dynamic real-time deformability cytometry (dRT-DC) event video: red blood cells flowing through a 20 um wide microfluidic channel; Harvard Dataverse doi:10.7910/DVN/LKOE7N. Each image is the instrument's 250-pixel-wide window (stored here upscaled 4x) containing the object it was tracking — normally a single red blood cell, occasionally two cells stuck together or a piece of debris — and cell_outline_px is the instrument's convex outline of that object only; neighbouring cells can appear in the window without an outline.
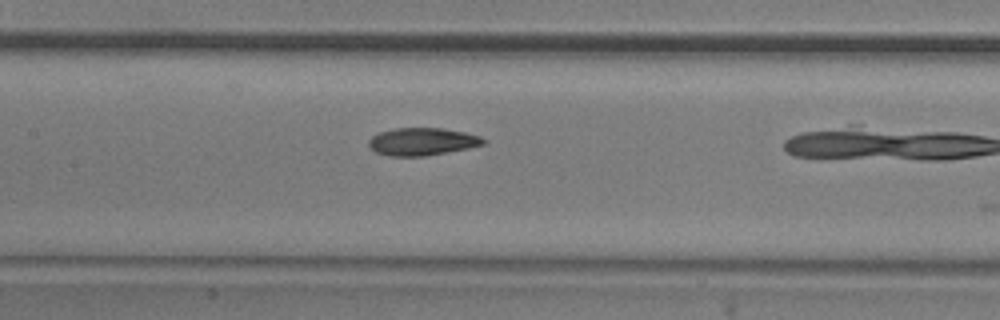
{"species": "common noctule bat (a hibernating species)", "species_latin": "Nyctalus noctula", "temperature_condition": "room temperature", "stored_images_in_passage": 13, "camera_frame_rate_fps": 3000, "um_per_image_px": 0.085, "animal": {"sex": "male", "body_mass_g": 20.5, "forearm_length_mm": 52.5}, "frame": {"image": 1, "passage_image": 9, "time_ms": 2.667, "image_size_px": [1000, 320], "cell_outline_px": [[488, 140], [484, 144], [468, 148], [424, 156], [388, 156], [376, 152], [368, 144], [368, 140], [372, 136], [380, 132], [396, 128], [444, 128], [464, 132], [480, 136]], "centroid_in_image_um": [35.9, 12.03], "position_along_channel_um": 171.5, "area_um2": 18.38}}
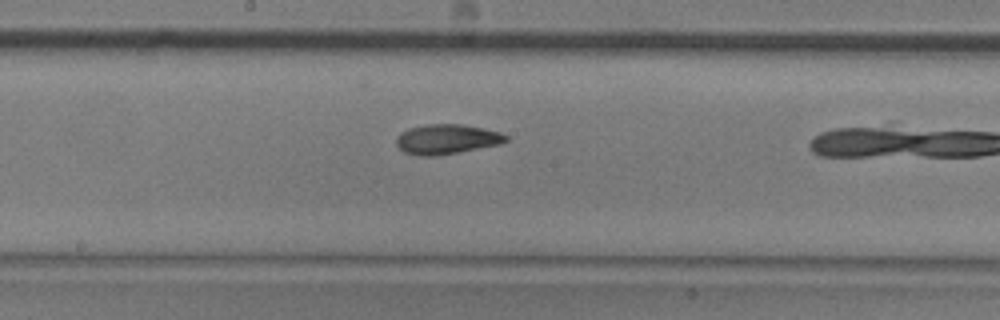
{"frame": {"image": 2, "passage_image": 12, "time_ms": 3.667, "image_size_px": [1000, 320], "cell_outline_px": [[508, 140], [500, 144], [436, 156], [420, 156], [404, 152], [396, 144], [396, 136], [400, 132], [408, 128], [428, 124], [464, 124], [500, 132], [508, 136]], "centroid_in_image_um": [37.95, 11.82], "position_along_channel_um": 210.3, "area_um2": 19.07}}